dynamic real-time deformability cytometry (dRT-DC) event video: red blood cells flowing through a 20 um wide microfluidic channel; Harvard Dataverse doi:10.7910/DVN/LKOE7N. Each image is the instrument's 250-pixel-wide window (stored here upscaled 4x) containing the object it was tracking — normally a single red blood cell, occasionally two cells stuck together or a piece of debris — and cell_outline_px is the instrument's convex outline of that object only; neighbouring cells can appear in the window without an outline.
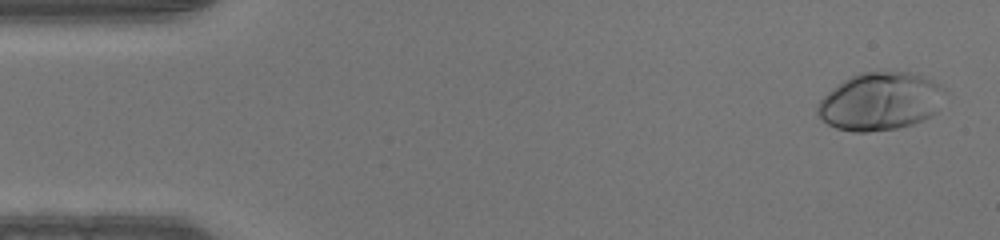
{"species": "human", "species_latin": "Homo sapiens", "temperature_condition": "warm", "stored_images_in_passage": 47, "camera_frame_rate_fps": 3000, "um_per_image_px": 0.085, "donor": {"sex": "male"}, "frame": {"image": 1, "passage_image": 2, "time_ms": 0.333, "image_size_px": [1000, 240], "cell_outline_px": [[948, 92], [936, 112], [924, 120], [912, 124], [896, 128], [868, 132], [852, 132], [836, 128], [828, 124], [816, 112], [816, 108], [820, 100], [832, 88], [844, 80], [860, 72], [916, 72], [940, 84]], "centroid_in_image_um": [74.86, 8.61], "position_along_channel_um": 10.1, "area_um2": 43.18}}
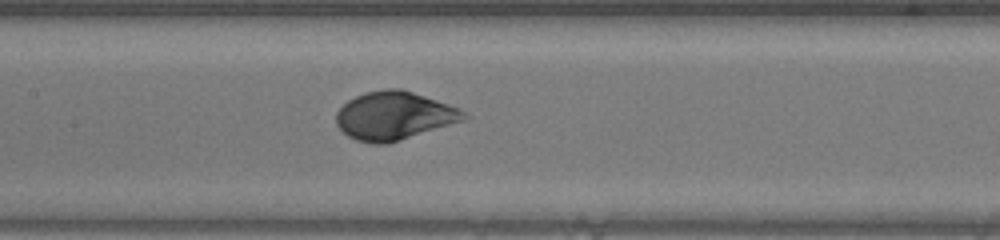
{"frame": {"image": 2, "passage_image": 22, "time_ms": 7.0, "image_size_px": [1000, 240], "cell_outline_px": [[468, 116], [464, 120], [388, 144], [372, 144], [356, 140], [348, 136], [336, 124], [336, 112], [348, 100], [356, 96], [368, 92], [384, 88], [400, 88], [460, 108]], "centroid_in_image_um": [33.48, 9.84], "position_along_channel_um": 173.9, "area_um2": 35.66}}
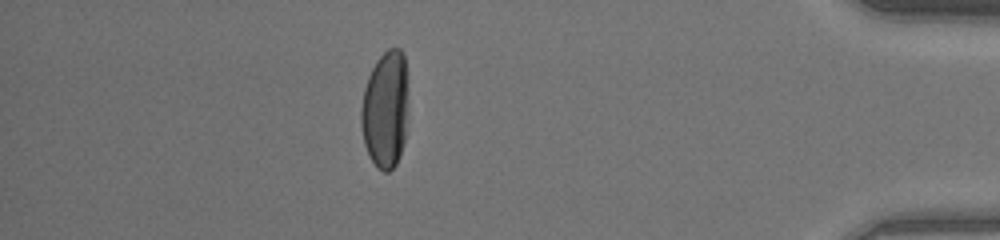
{"frame": {"image": 3, "passage_image": 41, "time_ms": 13.333, "image_size_px": [1000, 240], "cell_outline_px": [[408, 92], [404, 144], [396, 164], [388, 172], [384, 172], [376, 168], [364, 144], [360, 124], [360, 108], [364, 88], [368, 76], [376, 60], [388, 48], [400, 48], [404, 52]], "centroid_in_image_um": [32.75, 9.29], "position_along_channel_um": 402.5, "area_um2": 32.71}}